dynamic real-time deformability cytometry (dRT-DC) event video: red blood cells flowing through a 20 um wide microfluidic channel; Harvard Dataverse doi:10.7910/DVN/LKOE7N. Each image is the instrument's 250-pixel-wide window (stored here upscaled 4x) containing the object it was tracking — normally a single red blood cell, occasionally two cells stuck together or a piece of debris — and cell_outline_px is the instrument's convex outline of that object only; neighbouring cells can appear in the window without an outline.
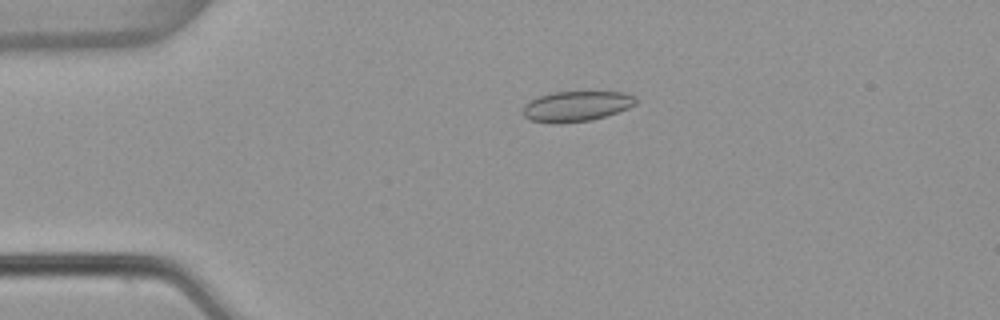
{"species": "common noctule bat (a hibernating species)", "species_latin": "Nyctalus noctula", "temperature_condition": "warm", "stored_images_in_passage": 5, "camera_frame_rate_fps": 3000, "um_per_image_px": 0.085, "animal": {"sex": "female", "body_mass_g": 22.7, "forearm_length_mm": 54.2}, "frame": {"image": 1, "passage_image": 4, "time_ms": 1.0, "image_size_px": [1000, 320], "cell_outline_px": [[636, 104], [628, 108], [592, 120], [560, 124], [552, 124], [532, 120], [524, 116], [520, 112], [524, 104], [540, 96], [552, 92], [624, 92], [636, 96]], "centroid_in_image_um": [48.96, 9.04], "position_along_channel_um": 36.0, "area_um2": 20.06}}